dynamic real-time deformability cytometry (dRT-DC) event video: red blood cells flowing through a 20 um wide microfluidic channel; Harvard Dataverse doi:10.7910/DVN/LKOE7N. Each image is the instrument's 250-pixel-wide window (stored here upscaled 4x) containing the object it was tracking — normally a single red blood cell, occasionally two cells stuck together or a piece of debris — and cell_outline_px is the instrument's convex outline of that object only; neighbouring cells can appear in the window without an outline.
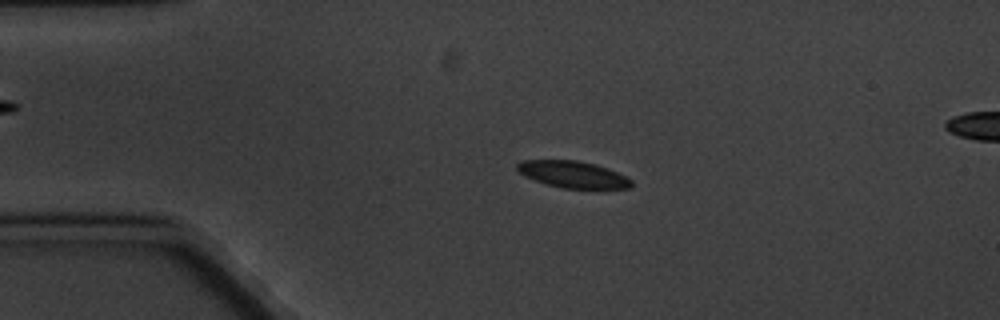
{"species": "common noctule bat (a hibernating species)", "species_latin": "Nyctalus noctula", "temperature_condition": "cold", "stored_images_in_passage": 8, "camera_frame_rate_fps": 3000, "um_per_image_px": 0.085, "animal": {"sex": "male", "body_mass_g": 20.1, "forearm_length_mm": 53.5}, "frame": {"image": 1, "passage_image": 3, "time_ms": 2.333, "image_size_px": [1000, 320], "cell_outline_px": [[632, 188], [564, 188], [544, 184], [524, 176], [516, 168], [516, 164], [520, 160], [576, 160], [596, 164], [608, 168], [632, 180]], "centroid_in_image_um": [48.66, 14.82], "position_along_channel_um": 36.3, "area_um2": 17.8}}